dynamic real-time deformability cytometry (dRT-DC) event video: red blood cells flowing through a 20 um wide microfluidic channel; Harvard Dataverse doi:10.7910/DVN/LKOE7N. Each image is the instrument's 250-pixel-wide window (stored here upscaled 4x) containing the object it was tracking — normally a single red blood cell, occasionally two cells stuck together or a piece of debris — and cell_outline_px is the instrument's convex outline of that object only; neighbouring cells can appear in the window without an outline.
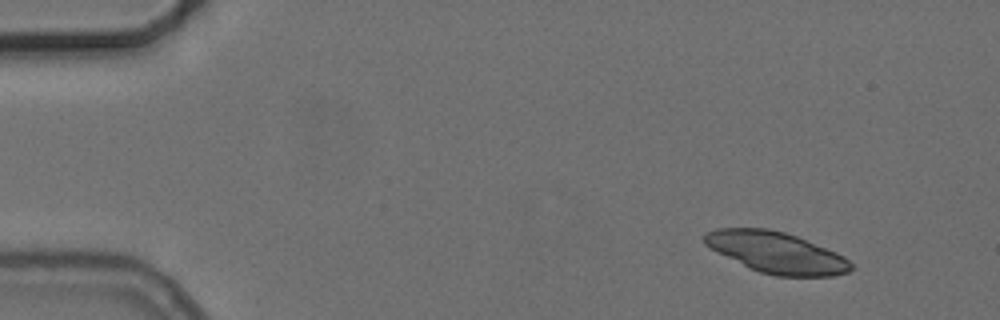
{"species": "common noctule bat (a hibernating species)", "species_latin": "Nyctalus noctula", "temperature_condition": "cold", "stored_images_in_passage": 4, "camera_frame_rate_fps": 3000, "um_per_image_px": 0.085, "animal": {"sex": "female", "body_mass_g": 24.6, "forearm_length_mm": 56.2}, "frame": {"image": 1, "passage_image": 1, "time_ms": 0.0, "image_size_px": [1000, 320], "cell_outline_px": [[852, 268], [848, 272], [832, 276], [776, 276], [760, 272], [748, 268], [716, 252], [704, 244], [704, 236], [708, 232], [716, 228], [768, 228], [784, 232], [796, 236], [836, 252], [844, 256], [852, 264]], "centroid_in_image_um": [65.97, 21.47], "position_along_channel_um": 19.0, "area_um2": 35.03}}